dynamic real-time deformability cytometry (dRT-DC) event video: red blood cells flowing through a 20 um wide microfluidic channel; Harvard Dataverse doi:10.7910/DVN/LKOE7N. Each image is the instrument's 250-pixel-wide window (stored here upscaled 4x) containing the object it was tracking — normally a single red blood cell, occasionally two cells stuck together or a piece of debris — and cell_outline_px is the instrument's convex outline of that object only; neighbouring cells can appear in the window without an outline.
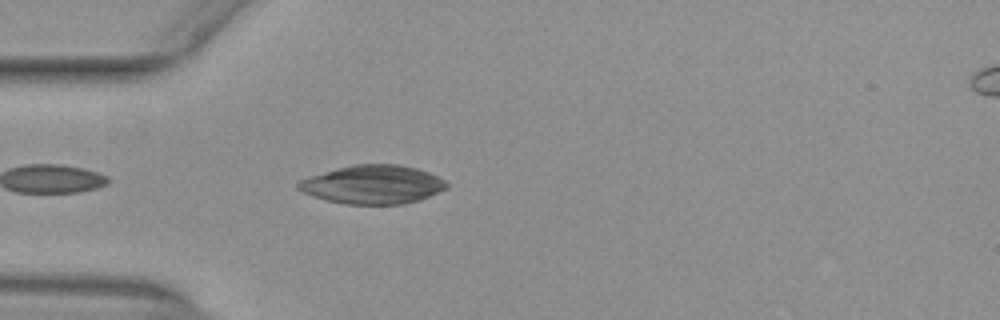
{"species": "common noctule bat (a hibernating species)", "species_latin": "Nyctalus noctula", "temperature_condition": "warm", "stored_images_in_passage": 8, "camera_frame_rate_fps": 3000, "um_per_image_px": 0.085, "animal": {"sex": "female", "body_mass_g": 29.2, "forearm_length_mm": 56.3}, "frame": {"image": 1, "passage_image": 1, "time_ms": 0.0, "image_size_px": [1000, 320], "cell_outline_px": [[448, 188], [420, 200], [404, 204], [344, 204], [312, 196], [296, 188], [296, 184], [300, 180], [308, 176], [336, 168], [352, 164], [400, 164], [416, 168], [428, 172], [444, 180], [448, 184]], "centroid_in_image_um": [31.68, 15.68], "position_along_channel_um": 53.3, "area_um2": 33.52}}
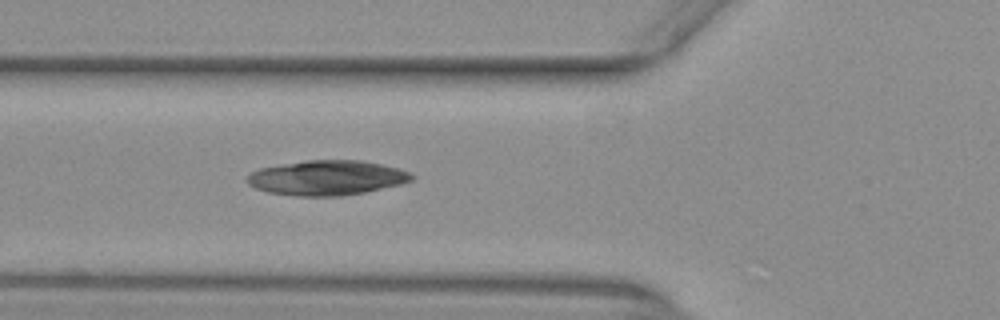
{"frame": {"image": 2, "passage_image": 5, "time_ms": 1.333, "image_size_px": [1000, 320], "cell_outline_px": [[416, 176], [412, 180], [400, 184], [364, 192], [340, 196], [296, 196], [268, 192], [256, 188], [248, 184], [248, 176], [252, 172], [260, 168], [308, 160], [360, 160], [400, 168], [412, 172]], "centroid_in_image_um": [27.83, 15.11], "position_along_channel_um": 98.0, "area_um2": 33.23}}